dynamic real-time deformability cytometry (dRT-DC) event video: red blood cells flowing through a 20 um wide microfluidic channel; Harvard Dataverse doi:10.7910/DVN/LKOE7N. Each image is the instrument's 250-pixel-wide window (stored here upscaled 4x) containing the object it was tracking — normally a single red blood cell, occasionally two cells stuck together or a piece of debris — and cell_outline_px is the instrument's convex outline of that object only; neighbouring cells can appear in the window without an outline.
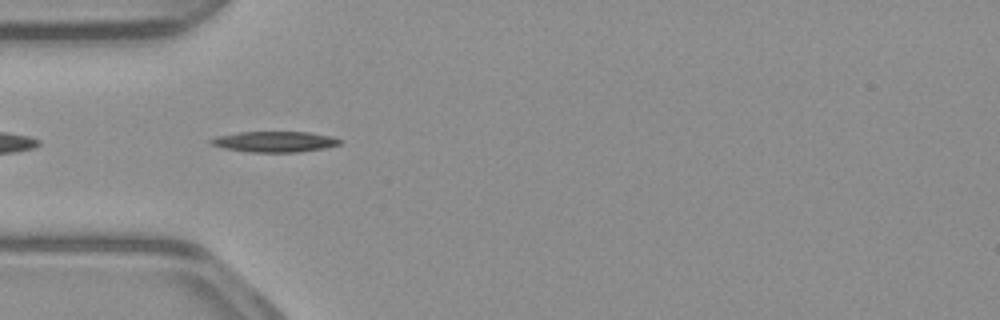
{"species": "common noctule bat (a hibernating species)", "species_latin": "Nyctalus noctula", "temperature_condition": "warm", "stored_images_in_passage": 38, "camera_frame_rate_fps": 3000, "um_per_image_px": 0.085, "animal": {"sex": "male", "body_mass_g": 23.1, "forearm_length_mm": 52.7}, "frame": {"image": 1, "passage_image": 2, "time_ms": 0.333, "image_size_px": [1000, 320], "cell_outline_px": [[340, 144], [324, 148], [296, 152], [248, 152], [224, 148], [208, 144], [208, 140], [216, 136], [240, 132], [308, 132], [332, 136], [340, 140]], "centroid_in_image_um": [23.28, 12.04], "position_along_channel_um": 61.7, "area_um2": 15.55}}
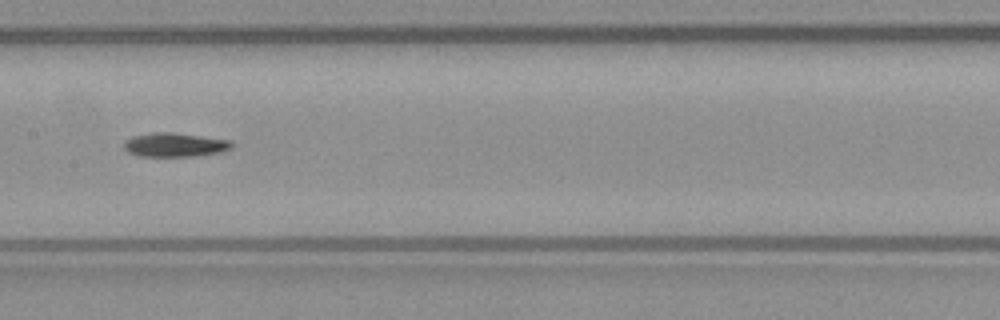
{"frame": {"image": 2, "passage_image": 12, "time_ms": 3.667, "image_size_px": [1000, 320], "cell_outline_px": [[232, 148], [220, 152], [196, 156], [136, 156], [128, 152], [124, 148], [124, 140], [132, 136], [152, 132], [172, 132], [228, 140], [232, 144]], "centroid_in_image_um": [14.79, 12.31], "position_along_channel_um": 192.6, "area_um2": 15.03}}
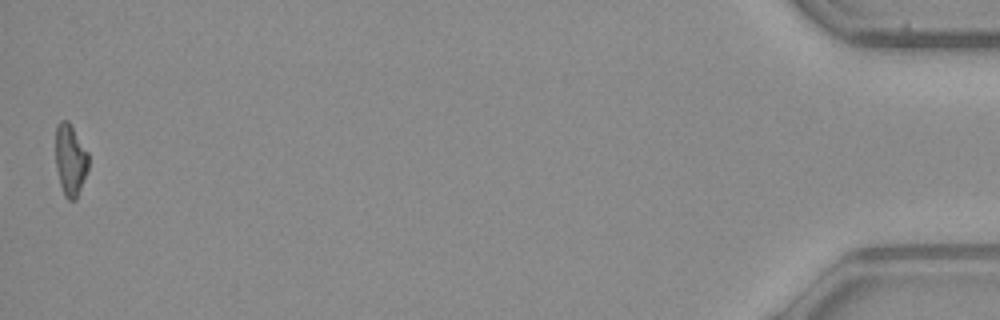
{"frame": {"image": 3, "passage_image": 38, "time_ms": 12.333, "image_size_px": [1000, 320], "cell_outline_px": [[88, 168], [76, 200], [68, 200], [64, 196], [60, 184], [56, 168], [56, 128], [60, 120], [68, 120], [88, 152]], "centroid_in_image_um": [5.97, 13.6], "position_along_channel_um": 429.2, "area_um2": 13.64}}